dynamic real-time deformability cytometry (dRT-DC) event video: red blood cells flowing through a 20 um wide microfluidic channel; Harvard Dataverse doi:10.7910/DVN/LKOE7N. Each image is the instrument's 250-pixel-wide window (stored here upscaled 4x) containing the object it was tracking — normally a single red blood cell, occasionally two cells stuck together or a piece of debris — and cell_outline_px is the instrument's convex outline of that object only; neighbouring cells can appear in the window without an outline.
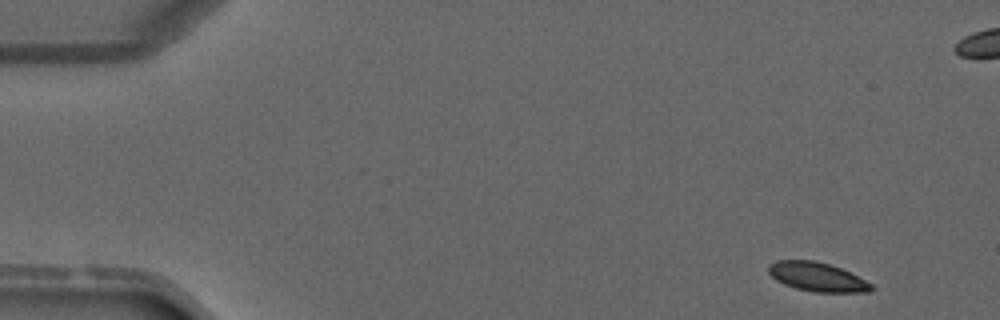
{"species": "common noctule bat (a hibernating species)", "species_latin": "Nyctalus noctula", "temperature_condition": "warm", "stored_images_in_passage": 5, "camera_frame_rate_fps": 3000, "um_per_image_px": 0.085, "animal": {"sex": "male", "forearm_length_mm": 52.5}, "frame": {"image": 1, "passage_image": 1, "time_ms": 0.0, "image_size_px": [1000, 320], "cell_outline_px": [[876, 288], [868, 292], [816, 292], [796, 288], [784, 284], [776, 280], [768, 272], [768, 264], [776, 260], [816, 260], [840, 268], [872, 284]], "centroid_in_image_um": [69.44, 23.53], "position_along_channel_um": 15.6, "area_um2": 17.28}}